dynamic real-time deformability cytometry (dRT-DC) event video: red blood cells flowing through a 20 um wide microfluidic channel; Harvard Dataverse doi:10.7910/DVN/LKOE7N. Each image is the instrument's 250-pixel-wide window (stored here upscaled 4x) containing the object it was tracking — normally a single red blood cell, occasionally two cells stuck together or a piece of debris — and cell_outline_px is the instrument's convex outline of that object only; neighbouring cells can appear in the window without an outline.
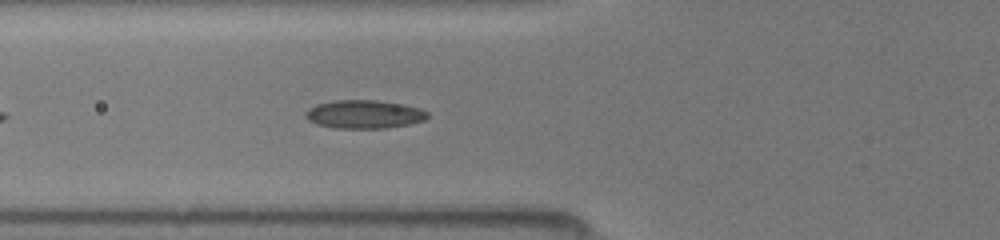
{"species": "common noctule bat (a hibernating species)", "species_latin": "Nyctalus noctula", "temperature_condition": "room temperature", "stored_images_in_passage": 19, "camera_frame_rate_fps": 3000, "um_per_image_px": 0.085, "animal": {"sex": "female", "body_mass_g": 19.5, "forearm_length_mm": 54.1}, "frame": {"image": 1, "passage_image": 6, "time_ms": 1.667, "image_size_px": [1000, 240], "cell_outline_px": [[428, 116], [424, 120], [408, 124], [384, 128], [336, 128], [316, 124], [308, 120], [308, 108], [316, 104], [332, 100], [376, 100], [404, 104], [420, 108], [428, 112]], "centroid_in_image_um": [30.97, 9.7], "position_along_channel_um": 94.8, "area_um2": 20.06}}
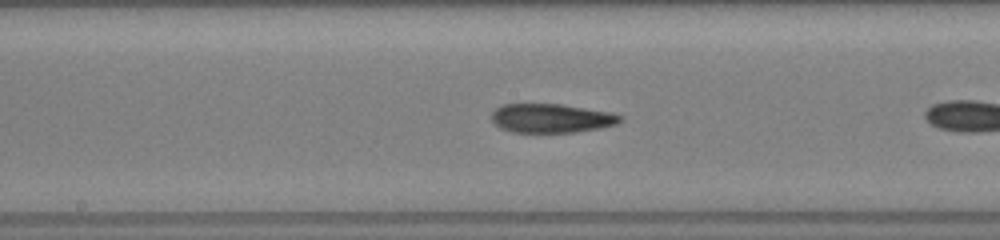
{"frame": {"image": 2, "passage_image": 11, "time_ms": 3.333, "image_size_px": [1000, 240], "cell_outline_px": [[624, 120], [616, 124], [600, 128], [576, 132], [512, 132], [500, 128], [492, 120], [492, 112], [496, 108], [504, 104], [560, 104], [612, 112], [624, 116]], "centroid_in_image_um": [46.91, 10.05], "position_along_channel_um": 201.3, "area_um2": 21.79}}
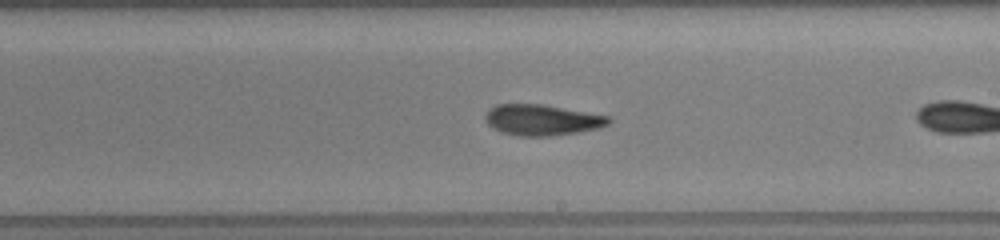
{"frame": {"image": 3, "passage_image": 14, "time_ms": 4.333, "image_size_px": [1000, 240], "cell_outline_px": [[612, 120], [608, 124], [600, 128], [580, 132], [548, 136], [520, 136], [500, 132], [492, 128], [484, 120], [484, 116], [488, 108], [496, 104], [544, 104], [608, 116]], "centroid_in_image_um": [46.03, 10.19], "position_along_channel_um": 243.0, "area_um2": 22.43}}